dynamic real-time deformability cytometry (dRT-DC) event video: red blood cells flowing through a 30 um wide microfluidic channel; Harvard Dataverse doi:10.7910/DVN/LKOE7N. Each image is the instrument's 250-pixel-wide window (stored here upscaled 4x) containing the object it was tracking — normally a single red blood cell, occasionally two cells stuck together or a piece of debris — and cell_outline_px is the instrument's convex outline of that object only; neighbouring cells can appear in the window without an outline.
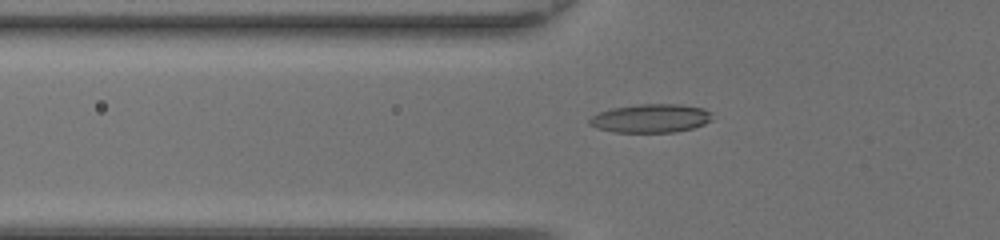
{"species": "common noctule bat (a hibernating species)", "species_latin": "Nyctalus noctula", "temperature_condition": "room temperature", "stored_images_in_passage": 38, "camera_frame_rate_fps": 3000, "um_per_image_px": 0.085, "animal": {"sex": "female", "body_mass_g": 20.0, "forearm_length_mm": 54.0}, "frame": {"image": 1, "passage_image": 7, "time_ms": 2.0, "image_size_px": [1000, 240], "cell_outline_px": [[712, 120], [704, 124], [692, 128], [676, 132], [616, 132], [596, 128], [588, 124], [588, 120], [592, 116], [600, 112], [612, 108], [640, 104], [680, 104], [704, 108], [712, 112]], "centroid_in_image_um": [55.34, 10.05], "position_along_channel_um": 70.5, "area_um2": 20.52}}
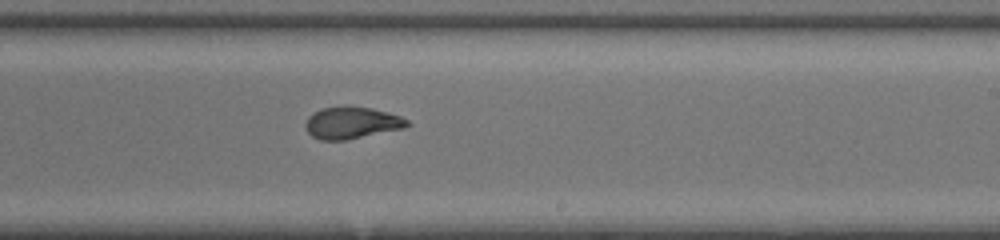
{"frame": {"image": 2, "passage_image": 20, "time_ms": 6.333, "image_size_px": [1000, 240], "cell_outline_px": [[412, 124], [404, 128], [344, 140], [320, 140], [312, 136], [304, 128], [304, 124], [308, 116], [312, 112], [320, 108], [372, 108], [388, 112], [400, 116], [408, 120]], "centroid_in_image_um": [29.88, 10.46], "position_along_channel_um": 259.1, "area_um2": 18.61}}
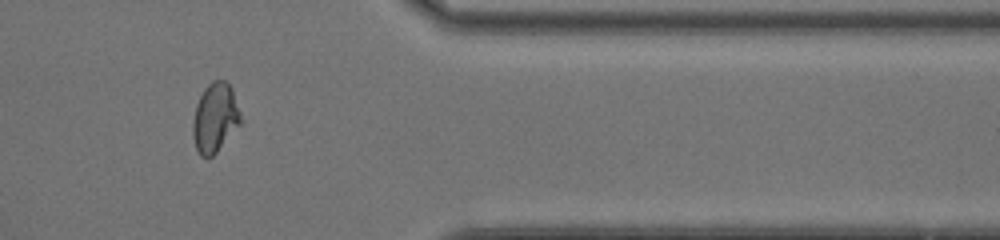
{"frame": {"image": 3, "passage_image": 30, "time_ms": 9.667, "image_size_px": [1000, 240], "cell_outline_px": [[244, 120], [216, 152], [208, 160], [200, 156], [196, 148], [192, 136], [192, 124], [196, 104], [204, 88], [212, 80], [224, 80], [232, 88]], "centroid_in_image_um": [18.29, 10.02], "position_along_channel_um": 393.1, "area_um2": 19.65}}